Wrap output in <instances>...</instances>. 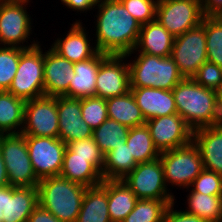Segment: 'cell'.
<instances>
[{"instance_id": "obj_9", "label": "cell", "mask_w": 222, "mask_h": 222, "mask_svg": "<svg viewBox=\"0 0 222 222\" xmlns=\"http://www.w3.org/2000/svg\"><path fill=\"white\" fill-rule=\"evenodd\" d=\"M180 74L192 78L207 60L204 18L202 23L176 36L171 52Z\"/></svg>"}, {"instance_id": "obj_39", "label": "cell", "mask_w": 222, "mask_h": 222, "mask_svg": "<svg viewBox=\"0 0 222 222\" xmlns=\"http://www.w3.org/2000/svg\"><path fill=\"white\" fill-rule=\"evenodd\" d=\"M66 147L75 153V156L92 157V164L102 173L104 155L92 137L70 142Z\"/></svg>"}, {"instance_id": "obj_46", "label": "cell", "mask_w": 222, "mask_h": 222, "mask_svg": "<svg viewBox=\"0 0 222 222\" xmlns=\"http://www.w3.org/2000/svg\"><path fill=\"white\" fill-rule=\"evenodd\" d=\"M218 114L222 125V87L217 91Z\"/></svg>"}, {"instance_id": "obj_41", "label": "cell", "mask_w": 222, "mask_h": 222, "mask_svg": "<svg viewBox=\"0 0 222 222\" xmlns=\"http://www.w3.org/2000/svg\"><path fill=\"white\" fill-rule=\"evenodd\" d=\"M175 203L177 201L170 203L167 207L163 222H208L197 215L187 213L183 208L180 210L176 208L175 210Z\"/></svg>"}, {"instance_id": "obj_37", "label": "cell", "mask_w": 222, "mask_h": 222, "mask_svg": "<svg viewBox=\"0 0 222 222\" xmlns=\"http://www.w3.org/2000/svg\"><path fill=\"white\" fill-rule=\"evenodd\" d=\"M131 16L140 24L156 20L158 0H119Z\"/></svg>"}, {"instance_id": "obj_23", "label": "cell", "mask_w": 222, "mask_h": 222, "mask_svg": "<svg viewBox=\"0 0 222 222\" xmlns=\"http://www.w3.org/2000/svg\"><path fill=\"white\" fill-rule=\"evenodd\" d=\"M107 55L98 51L93 57L74 63L75 75L69 83V90L64 95L78 99L95 96L98 69Z\"/></svg>"}, {"instance_id": "obj_24", "label": "cell", "mask_w": 222, "mask_h": 222, "mask_svg": "<svg viewBox=\"0 0 222 222\" xmlns=\"http://www.w3.org/2000/svg\"><path fill=\"white\" fill-rule=\"evenodd\" d=\"M60 175L85 187L100 185L104 180L101 172L92 164V157L75 156L67 147Z\"/></svg>"}, {"instance_id": "obj_34", "label": "cell", "mask_w": 222, "mask_h": 222, "mask_svg": "<svg viewBox=\"0 0 222 222\" xmlns=\"http://www.w3.org/2000/svg\"><path fill=\"white\" fill-rule=\"evenodd\" d=\"M207 60L222 68V18L205 16Z\"/></svg>"}, {"instance_id": "obj_40", "label": "cell", "mask_w": 222, "mask_h": 222, "mask_svg": "<svg viewBox=\"0 0 222 222\" xmlns=\"http://www.w3.org/2000/svg\"><path fill=\"white\" fill-rule=\"evenodd\" d=\"M192 79L197 84L217 92L222 87V68L206 61L198 68Z\"/></svg>"}, {"instance_id": "obj_33", "label": "cell", "mask_w": 222, "mask_h": 222, "mask_svg": "<svg viewBox=\"0 0 222 222\" xmlns=\"http://www.w3.org/2000/svg\"><path fill=\"white\" fill-rule=\"evenodd\" d=\"M174 201L138 199L134 209L122 222H163L167 207Z\"/></svg>"}, {"instance_id": "obj_44", "label": "cell", "mask_w": 222, "mask_h": 222, "mask_svg": "<svg viewBox=\"0 0 222 222\" xmlns=\"http://www.w3.org/2000/svg\"><path fill=\"white\" fill-rule=\"evenodd\" d=\"M205 16H219L222 13V0H201Z\"/></svg>"}, {"instance_id": "obj_2", "label": "cell", "mask_w": 222, "mask_h": 222, "mask_svg": "<svg viewBox=\"0 0 222 222\" xmlns=\"http://www.w3.org/2000/svg\"><path fill=\"white\" fill-rule=\"evenodd\" d=\"M177 114L193 129L220 124L217 92L183 78L172 89Z\"/></svg>"}, {"instance_id": "obj_35", "label": "cell", "mask_w": 222, "mask_h": 222, "mask_svg": "<svg viewBox=\"0 0 222 222\" xmlns=\"http://www.w3.org/2000/svg\"><path fill=\"white\" fill-rule=\"evenodd\" d=\"M26 49L0 46V91H7L18 69L20 55Z\"/></svg>"}, {"instance_id": "obj_17", "label": "cell", "mask_w": 222, "mask_h": 222, "mask_svg": "<svg viewBox=\"0 0 222 222\" xmlns=\"http://www.w3.org/2000/svg\"><path fill=\"white\" fill-rule=\"evenodd\" d=\"M69 31H65L61 37L58 36L50 47L60 56L72 63L87 60L97 52L93 37L82 20H75ZM84 25V26H83ZM86 28V29H85ZM90 33V34H89ZM91 41V42H90Z\"/></svg>"}, {"instance_id": "obj_4", "label": "cell", "mask_w": 222, "mask_h": 222, "mask_svg": "<svg viewBox=\"0 0 222 222\" xmlns=\"http://www.w3.org/2000/svg\"><path fill=\"white\" fill-rule=\"evenodd\" d=\"M126 56L130 71V88L172 90L184 78L171 56L160 57L146 53H127Z\"/></svg>"}, {"instance_id": "obj_13", "label": "cell", "mask_w": 222, "mask_h": 222, "mask_svg": "<svg viewBox=\"0 0 222 222\" xmlns=\"http://www.w3.org/2000/svg\"><path fill=\"white\" fill-rule=\"evenodd\" d=\"M59 116L56 97L43 96L25 102L21 134L58 138Z\"/></svg>"}, {"instance_id": "obj_3", "label": "cell", "mask_w": 222, "mask_h": 222, "mask_svg": "<svg viewBox=\"0 0 222 222\" xmlns=\"http://www.w3.org/2000/svg\"><path fill=\"white\" fill-rule=\"evenodd\" d=\"M86 188L61 175L46 177L37 184L38 204L61 222H76Z\"/></svg>"}, {"instance_id": "obj_36", "label": "cell", "mask_w": 222, "mask_h": 222, "mask_svg": "<svg viewBox=\"0 0 222 222\" xmlns=\"http://www.w3.org/2000/svg\"><path fill=\"white\" fill-rule=\"evenodd\" d=\"M81 117L92 130L108 119L106 99L92 96L81 99Z\"/></svg>"}, {"instance_id": "obj_11", "label": "cell", "mask_w": 222, "mask_h": 222, "mask_svg": "<svg viewBox=\"0 0 222 222\" xmlns=\"http://www.w3.org/2000/svg\"><path fill=\"white\" fill-rule=\"evenodd\" d=\"M204 17L196 0H158L156 21L174 37L202 23Z\"/></svg>"}, {"instance_id": "obj_5", "label": "cell", "mask_w": 222, "mask_h": 222, "mask_svg": "<svg viewBox=\"0 0 222 222\" xmlns=\"http://www.w3.org/2000/svg\"><path fill=\"white\" fill-rule=\"evenodd\" d=\"M30 2L31 0H0V46L30 49L40 43L37 37L36 40L30 38L34 28L33 18L27 12Z\"/></svg>"}, {"instance_id": "obj_20", "label": "cell", "mask_w": 222, "mask_h": 222, "mask_svg": "<svg viewBox=\"0 0 222 222\" xmlns=\"http://www.w3.org/2000/svg\"><path fill=\"white\" fill-rule=\"evenodd\" d=\"M145 120L177 114L172 90L152 87L130 88Z\"/></svg>"}, {"instance_id": "obj_28", "label": "cell", "mask_w": 222, "mask_h": 222, "mask_svg": "<svg viewBox=\"0 0 222 222\" xmlns=\"http://www.w3.org/2000/svg\"><path fill=\"white\" fill-rule=\"evenodd\" d=\"M25 101L0 91V134H20L24 125Z\"/></svg>"}, {"instance_id": "obj_12", "label": "cell", "mask_w": 222, "mask_h": 222, "mask_svg": "<svg viewBox=\"0 0 222 222\" xmlns=\"http://www.w3.org/2000/svg\"><path fill=\"white\" fill-rule=\"evenodd\" d=\"M34 172L39 179L60 175L66 144L59 138L25 136Z\"/></svg>"}, {"instance_id": "obj_45", "label": "cell", "mask_w": 222, "mask_h": 222, "mask_svg": "<svg viewBox=\"0 0 222 222\" xmlns=\"http://www.w3.org/2000/svg\"><path fill=\"white\" fill-rule=\"evenodd\" d=\"M8 185H10L8 181V173L0 150V187H6Z\"/></svg>"}, {"instance_id": "obj_8", "label": "cell", "mask_w": 222, "mask_h": 222, "mask_svg": "<svg viewBox=\"0 0 222 222\" xmlns=\"http://www.w3.org/2000/svg\"><path fill=\"white\" fill-rule=\"evenodd\" d=\"M0 150L11 186H37L40 179L36 176L31 164L25 135L0 134Z\"/></svg>"}, {"instance_id": "obj_6", "label": "cell", "mask_w": 222, "mask_h": 222, "mask_svg": "<svg viewBox=\"0 0 222 222\" xmlns=\"http://www.w3.org/2000/svg\"><path fill=\"white\" fill-rule=\"evenodd\" d=\"M159 158L170 192L174 187H179V190L189 188L204 170L200 151L193 141L183 147L161 152Z\"/></svg>"}, {"instance_id": "obj_7", "label": "cell", "mask_w": 222, "mask_h": 222, "mask_svg": "<svg viewBox=\"0 0 222 222\" xmlns=\"http://www.w3.org/2000/svg\"><path fill=\"white\" fill-rule=\"evenodd\" d=\"M42 47L46 49L43 42L26 49L20 55L18 69L7 90L25 102L45 96L43 52L45 50Z\"/></svg>"}, {"instance_id": "obj_29", "label": "cell", "mask_w": 222, "mask_h": 222, "mask_svg": "<svg viewBox=\"0 0 222 222\" xmlns=\"http://www.w3.org/2000/svg\"><path fill=\"white\" fill-rule=\"evenodd\" d=\"M136 166L137 163L125 142L104 155V164L101 174L104 180H122Z\"/></svg>"}, {"instance_id": "obj_43", "label": "cell", "mask_w": 222, "mask_h": 222, "mask_svg": "<svg viewBox=\"0 0 222 222\" xmlns=\"http://www.w3.org/2000/svg\"><path fill=\"white\" fill-rule=\"evenodd\" d=\"M28 222H61L57 217L44 209L39 204L35 207L28 218Z\"/></svg>"}, {"instance_id": "obj_42", "label": "cell", "mask_w": 222, "mask_h": 222, "mask_svg": "<svg viewBox=\"0 0 222 222\" xmlns=\"http://www.w3.org/2000/svg\"><path fill=\"white\" fill-rule=\"evenodd\" d=\"M64 6H66V9H70L72 11H76V13L80 12L81 13H86L87 11L92 12L94 11V8L96 7V4L98 3L99 0H60Z\"/></svg>"}, {"instance_id": "obj_27", "label": "cell", "mask_w": 222, "mask_h": 222, "mask_svg": "<svg viewBox=\"0 0 222 222\" xmlns=\"http://www.w3.org/2000/svg\"><path fill=\"white\" fill-rule=\"evenodd\" d=\"M107 115L129 128L141 126L146 120L131 91L122 96L106 99Z\"/></svg>"}, {"instance_id": "obj_38", "label": "cell", "mask_w": 222, "mask_h": 222, "mask_svg": "<svg viewBox=\"0 0 222 222\" xmlns=\"http://www.w3.org/2000/svg\"><path fill=\"white\" fill-rule=\"evenodd\" d=\"M186 192L222 195V175L204 169L186 189Z\"/></svg>"}, {"instance_id": "obj_31", "label": "cell", "mask_w": 222, "mask_h": 222, "mask_svg": "<svg viewBox=\"0 0 222 222\" xmlns=\"http://www.w3.org/2000/svg\"><path fill=\"white\" fill-rule=\"evenodd\" d=\"M184 204L185 211L208 222H222V195H205L189 192Z\"/></svg>"}, {"instance_id": "obj_10", "label": "cell", "mask_w": 222, "mask_h": 222, "mask_svg": "<svg viewBox=\"0 0 222 222\" xmlns=\"http://www.w3.org/2000/svg\"><path fill=\"white\" fill-rule=\"evenodd\" d=\"M122 181L138 199L176 200L167 188L160 158L138 163Z\"/></svg>"}, {"instance_id": "obj_16", "label": "cell", "mask_w": 222, "mask_h": 222, "mask_svg": "<svg viewBox=\"0 0 222 222\" xmlns=\"http://www.w3.org/2000/svg\"><path fill=\"white\" fill-rule=\"evenodd\" d=\"M37 205V186L0 187V222H28Z\"/></svg>"}, {"instance_id": "obj_15", "label": "cell", "mask_w": 222, "mask_h": 222, "mask_svg": "<svg viewBox=\"0 0 222 222\" xmlns=\"http://www.w3.org/2000/svg\"><path fill=\"white\" fill-rule=\"evenodd\" d=\"M145 124L160 153L192 142L193 129L179 114L151 118Z\"/></svg>"}, {"instance_id": "obj_21", "label": "cell", "mask_w": 222, "mask_h": 222, "mask_svg": "<svg viewBox=\"0 0 222 222\" xmlns=\"http://www.w3.org/2000/svg\"><path fill=\"white\" fill-rule=\"evenodd\" d=\"M192 141L200 151L204 169L222 175V125L193 130Z\"/></svg>"}, {"instance_id": "obj_32", "label": "cell", "mask_w": 222, "mask_h": 222, "mask_svg": "<svg viewBox=\"0 0 222 222\" xmlns=\"http://www.w3.org/2000/svg\"><path fill=\"white\" fill-rule=\"evenodd\" d=\"M129 129L128 126L108 118L97 129L93 130L92 138L99 146L102 154L105 155L116 146L126 142Z\"/></svg>"}, {"instance_id": "obj_22", "label": "cell", "mask_w": 222, "mask_h": 222, "mask_svg": "<svg viewBox=\"0 0 222 222\" xmlns=\"http://www.w3.org/2000/svg\"><path fill=\"white\" fill-rule=\"evenodd\" d=\"M175 37L156 20L141 25L134 50L130 53H146L160 57L171 56Z\"/></svg>"}, {"instance_id": "obj_1", "label": "cell", "mask_w": 222, "mask_h": 222, "mask_svg": "<svg viewBox=\"0 0 222 222\" xmlns=\"http://www.w3.org/2000/svg\"><path fill=\"white\" fill-rule=\"evenodd\" d=\"M95 10L93 34L99 52L126 55L134 50L141 25L119 0H99Z\"/></svg>"}, {"instance_id": "obj_25", "label": "cell", "mask_w": 222, "mask_h": 222, "mask_svg": "<svg viewBox=\"0 0 222 222\" xmlns=\"http://www.w3.org/2000/svg\"><path fill=\"white\" fill-rule=\"evenodd\" d=\"M76 222H111L108 212L107 180L87 187Z\"/></svg>"}, {"instance_id": "obj_18", "label": "cell", "mask_w": 222, "mask_h": 222, "mask_svg": "<svg viewBox=\"0 0 222 222\" xmlns=\"http://www.w3.org/2000/svg\"><path fill=\"white\" fill-rule=\"evenodd\" d=\"M59 116L58 138L66 145L92 137L93 130L81 117V99L65 95L56 96Z\"/></svg>"}, {"instance_id": "obj_19", "label": "cell", "mask_w": 222, "mask_h": 222, "mask_svg": "<svg viewBox=\"0 0 222 222\" xmlns=\"http://www.w3.org/2000/svg\"><path fill=\"white\" fill-rule=\"evenodd\" d=\"M47 51V52H46ZM44 52L45 96L64 95L74 73V63L56 53L51 47Z\"/></svg>"}, {"instance_id": "obj_14", "label": "cell", "mask_w": 222, "mask_h": 222, "mask_svg": "<svg viewBox=\"0 0 222 222\" xmlns=\"http://www.w3.org/2000/svg\"><path fill=\"white\" fill-rule=\"evenodd\" d=\"M130 91V71L126 55L108 54L99 66L95 96L108 99Z\"/></svg>"}, {"instance_id": "obj_30", "label": "cell", "mask_w": 222, "mask_h": 222, "mask_svg": "<svg viewBox=\"0 0 222 222\" xmlns=\"http://www.w3.org/2000/svg\"><path fill=\"white\" fill-rule=\"evenodd\" d=\"M125 140L137 164L160 157L146 124L130 128Z\"/></svg>"}, {"instance_id": "obj_26", "label": "cell", "mask_w": 222, "mask_h": 222, "mask_svg": "<svg viewBox=\"0 0 222 222\" xmlns=\"http://www.w3.org/2000/svg\"><path fill=\"white\" fill-rule=\"evenodd\" d=\"M108 212L111 222H122L138 198L122 180H107Z\"/></svg>"}]
</instances>
